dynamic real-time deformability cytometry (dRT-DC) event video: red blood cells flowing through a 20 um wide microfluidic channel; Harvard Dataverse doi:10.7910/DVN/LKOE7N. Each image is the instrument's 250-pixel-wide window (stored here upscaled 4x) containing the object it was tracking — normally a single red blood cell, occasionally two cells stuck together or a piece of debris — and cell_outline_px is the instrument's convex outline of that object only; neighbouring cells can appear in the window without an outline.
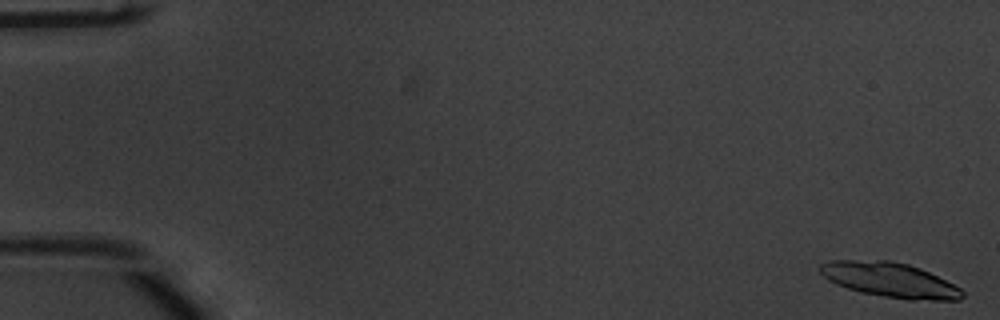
{"species": "common noctule bat (a hibernating species)", "species_latin": "Nyctalus noctula", "temperature_condition": "warm", "stored_images_in_passage": 26, "camera_frame_rate_fps": 3000, "um_per_image_px": 0.085, "animal": {"sex": "male", "body_mass_g": 20.1, "forearm_length_mm": 53.5}, "frame": {"image": 1, "passage_image": 1, "time_ms": 0.0, "image_size_px": [1000, 320], "cell_outline_px": [[964, 296], [960, 300], [908, 300], [860, 292], [836, 284], [828, 280], [820, 272], [820, 264], [832, 260], [892, 260], [908, 264], [920, 268], [960, 288], [964, 292]], "centroid_in_image_um": [75.63, 23.79], "position_along_channel_um": 9.4, "area_um2": 28.67}}